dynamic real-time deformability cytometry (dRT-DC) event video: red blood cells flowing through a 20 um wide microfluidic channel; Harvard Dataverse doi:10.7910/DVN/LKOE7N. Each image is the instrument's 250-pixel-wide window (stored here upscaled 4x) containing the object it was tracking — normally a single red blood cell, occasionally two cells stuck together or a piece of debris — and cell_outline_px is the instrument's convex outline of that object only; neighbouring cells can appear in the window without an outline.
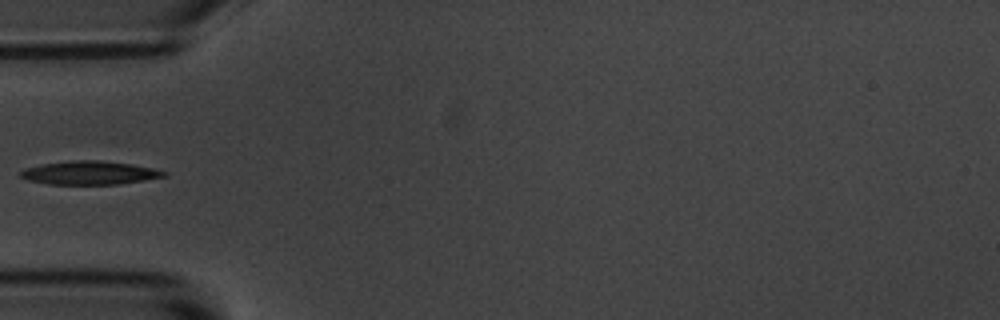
{"species": "common noctule bat (a hibernating species)", "species_latin": "Nyctalus noctula", "temperature_condition": "room temperature", "stored_images_in_passage": 38, "camera_frame_rate_fps": 3000, "um_per_image_px": 0.085, "animal": {"sex": "male", "body_mass_g": 20.1, "forearm_length_mm": 53.5}, "frame": {"image": 1, "passage_image": 1, "time_ms": 0.0, "image_size_px": [1000, 320], "cell_outline_px": [[168, 176], [120, 184], [48, 184], [28, 180], [20, 176], [20, 172], [24, 168], [44, 164], [72, 160], [100, 160], [132, 164], [152, 168], [168, 172]], "centroid_in_image_um": [7.64, 14.69], "position_along_channel_um": 77.4, "area_um2": 19.59}}
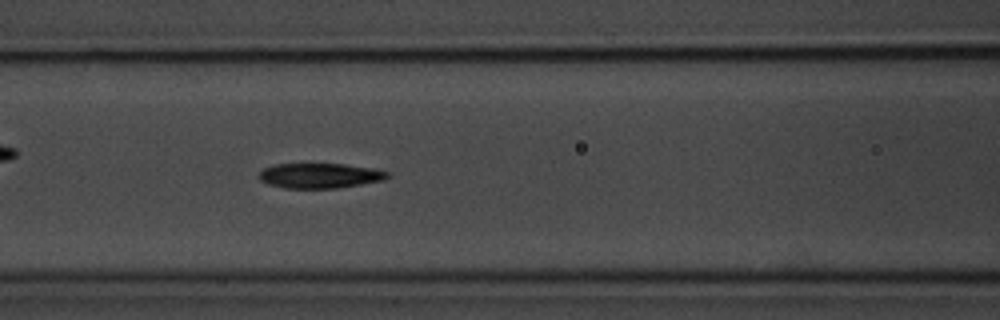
{"frame": {"image": 2, "passage_image": 6, "time_ms": 1.667, "image_size_px": [1000, 320], "cell_outline_px": [[392, 176], [384, 180], [336, 188], [284, 188], [268, 184], [260, 180], [260, 172], [264, 168], [276, 164], [344, 164], [376, 168], [388, 172]], "centroid_in_image_um": [27.23, 14.93], "position_along_channel_um": 139.4, "area_um2": 18.73}}
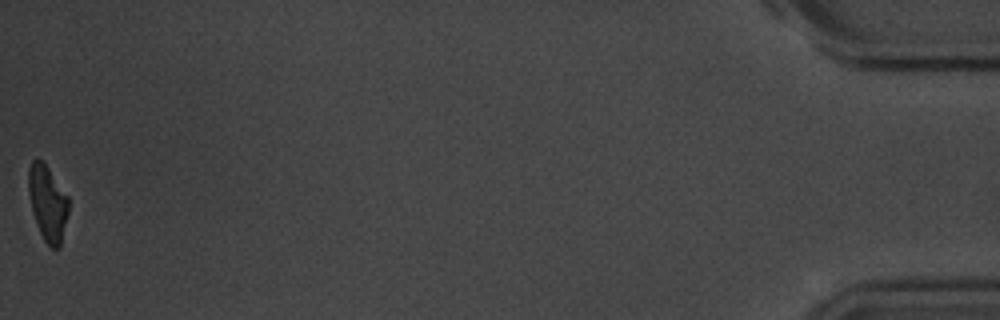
{"frame": {"image": 3, "passage_image": 38, "time_ms": 12.333, "image_size_px": [1000, 320], "cell_outline_px": [[68, 212], [60, 248], [52, 248], [44, 240], [40, 232], [32, 212], [28, 192], [28, 168], [32, 160], [36, 156], [44, 160], [68, 196]], "centroid_in_image_um": [4.03, 17.19], "position_along_channel_um": 431.2, "area_um2": 17.92}}